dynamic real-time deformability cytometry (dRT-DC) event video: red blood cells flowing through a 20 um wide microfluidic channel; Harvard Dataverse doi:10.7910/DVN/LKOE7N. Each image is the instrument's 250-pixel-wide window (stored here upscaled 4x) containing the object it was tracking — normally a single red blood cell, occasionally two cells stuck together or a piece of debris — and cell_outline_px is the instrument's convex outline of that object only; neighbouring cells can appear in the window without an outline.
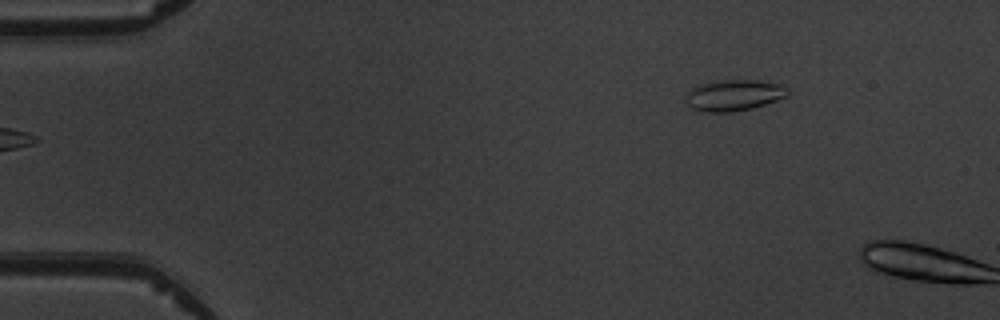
{"species": "common noctule bat (a hibernating species)", "species_latin": "Nyctalus noctula", "temperature_condition": "warm", "stored_images_in_passage": 5, "segment_of_instrument_passage": [2, 2], "camera_frame_rate_fps": 3000, "um_per_image_px": 0.085, "animal": {"sex": "male", "body_mass_g": 19.5, "forearm_length_mm": 54.6}, "frame": {"image": 1, "passage_image": 5, "time_ms": 5.333, "image_size_px": [1000, 320], "cell_outline_px": [[788, 96], [752, 108], [732, 112], [708, 112], [688, 108], [688, 88], [700, 84], [716, 80], [756, 80], [780, 84], [788, 88]], "centroid_in_image_um": [62.37, 8.09], "position_along_channel_um": 22.6, "area_um2": 18.5}}